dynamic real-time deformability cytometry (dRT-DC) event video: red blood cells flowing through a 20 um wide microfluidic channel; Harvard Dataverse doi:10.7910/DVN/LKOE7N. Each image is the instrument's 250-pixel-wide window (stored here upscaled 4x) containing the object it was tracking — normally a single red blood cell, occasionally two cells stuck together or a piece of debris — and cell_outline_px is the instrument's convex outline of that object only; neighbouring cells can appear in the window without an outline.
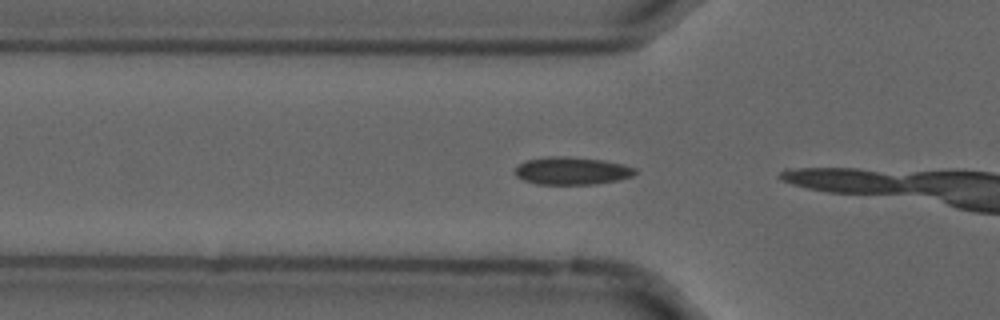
{"species": "common noctule bat (a hibernating species)", "species_latin": "Nyctalus noctula", "temperature_condition": "cold", "stored_images_in_passage": 5, "camera_frame_rate_fps": 3000, "um_per_image_px": 0.085, "animal": {"sex": "male", "forearm_length_mm": 52.5}, "frame": {"image": 1, "passage_image": 3, "time_ms": 0.667, "image_size_px": [1000, 320], "cell_outline_px": [[636, 172], [632, 176], [620, 180], [596, 184], [536, 184], [524, 180], [516, 176], [512, 172], [524, 160], [548, 156], [568, 156], [604, 160], [624, 164], [636, 168]], "centroid_in_image_um": [48.6, 14.51], "position_along_channel_um": 77.2, "area_um2": 19.65}}